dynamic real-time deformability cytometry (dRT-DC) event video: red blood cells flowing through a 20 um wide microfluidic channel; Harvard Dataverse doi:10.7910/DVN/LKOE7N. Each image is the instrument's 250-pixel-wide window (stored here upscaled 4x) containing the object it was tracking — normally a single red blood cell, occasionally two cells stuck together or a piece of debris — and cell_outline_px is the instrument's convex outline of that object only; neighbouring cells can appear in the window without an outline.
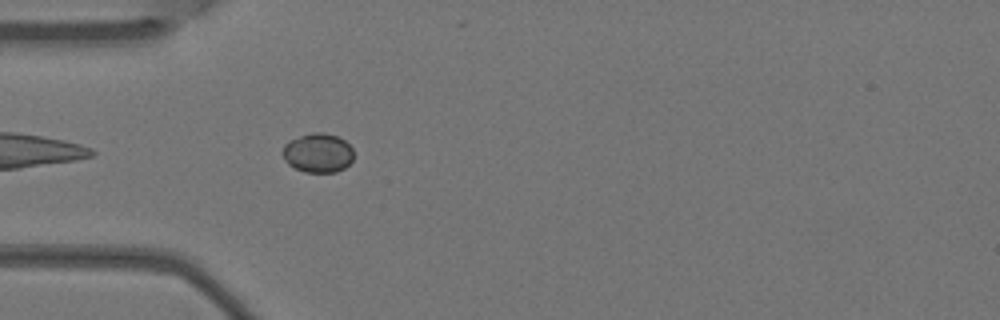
{"species": "Egyptian fruit bat (a non-hibernating species)", "species_latin": "Rousettus aegyptiacus", "temperature_condition": "warm", "stored_images_in_passage": 3, "camera_frame_rate_fps": 3000, "um_per_image_px": 0.085, "animal": {"sex": "female"}, "frame": {"image": 1, "passage_image": 3, "time_ms": 0.667, "image_size_px": [1000, 320], "cell_outline_px": [[352, 160], [344, 168], [336, 172], [304, 172], [288, 164], [284, 160], [280, 152], [284, 144], [288, 140], [312, 132], [324, 132], [336, 136], [344, 140], [352, 148]], "centroid_in_image_um": [26.97, 12.99], "position_along_channel_um": 58.0, "area_um2": 16.36}}